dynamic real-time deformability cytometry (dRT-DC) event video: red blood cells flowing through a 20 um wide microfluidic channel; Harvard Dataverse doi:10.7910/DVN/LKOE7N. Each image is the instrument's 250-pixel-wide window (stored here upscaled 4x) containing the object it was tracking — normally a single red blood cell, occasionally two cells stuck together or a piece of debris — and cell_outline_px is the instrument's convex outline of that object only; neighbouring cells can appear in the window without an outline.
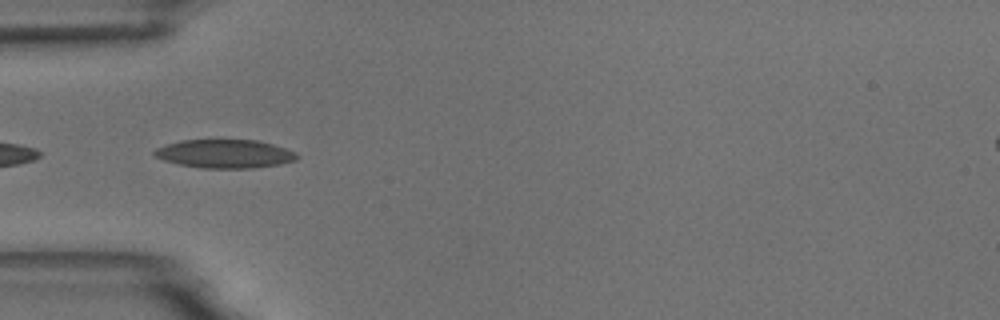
{"species": "common noctule bat (a hibernating species)", "species_latin": "Nyctalus noctula", "temperature_condition": "room temperature", "stored_images_in_passage": 7, "camera_frame_rate_fps": 3000, "um_per_image_px": 0.085, "animal": {"sex": "male", "body_mass_g": 18.8}, "frame": {"image": 1, "passage_image": 5, "time_ms": 1.333, "image_size_px": [1000, 320], "cell_outline_px": [[300, 156], [296, 160], [280, 164], [252, 168], [200, 168], [180, 164], [164, 160], [156, 156], [152, 152], [156, 148], [180, 140], [256, 140], [272, 144], [296, 152]], "centroid_in_image_um": [19.12, 13.07], "position_along_channel_um": 65.9, "area_um2": 23.58}}